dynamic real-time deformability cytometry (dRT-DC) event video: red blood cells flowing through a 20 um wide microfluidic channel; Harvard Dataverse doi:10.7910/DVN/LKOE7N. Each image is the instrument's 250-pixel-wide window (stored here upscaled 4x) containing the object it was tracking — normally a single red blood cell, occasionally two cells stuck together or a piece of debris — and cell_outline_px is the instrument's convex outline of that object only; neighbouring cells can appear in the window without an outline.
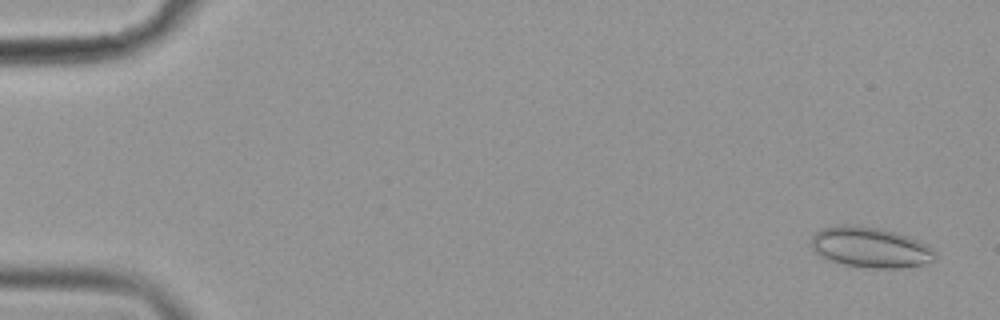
{"species": "common noctule bat (a hibernating species)", "species_latin": "Nyctalus noctula", "temperature_condition": "cold", "stored_images_in_passage": 57, "camera_frame_rate_fps": 3000, "um_per_image_px": 0.085, "animal": {"sex": "female", "body_mass_g": 19.9}, "frame": {"image": 1, "passage_image": 3, "time_ms": 0.667, "image_size_px": [1000, 320], "cell_outline_px": [[936, 260], [920, 264], [900, 268], [872, 268], [844, 264], [828, 260], [820, 256], [812, 248], [812, 236], [816, 232], [824, 228], [840, 224], [844, 224], [880, 228], [896, 232], [908, 236], [928, 244], [936, 252]], "centroid_in_image_um": [74.0, 21.02], "position_along_channel_um": 11.0, "area_um2": 29.19}}
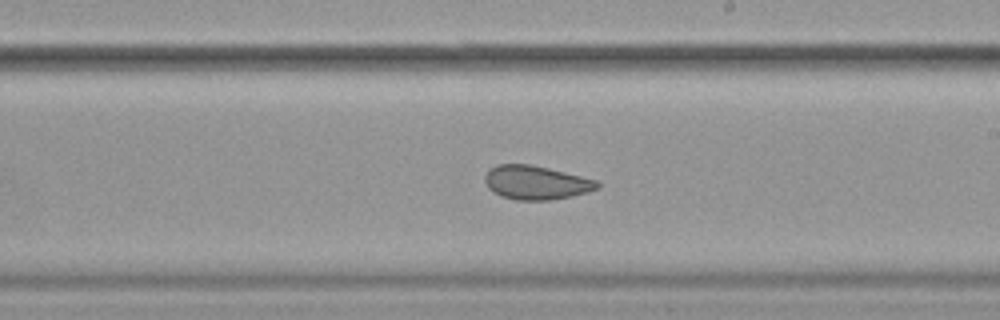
{"frame": {"image": 2, "passage_image": 34, "time_ms": 11.0, "image_size_px": [1000, 320], "cell_outline_px": [[600, 188], [588, 192], [572, 196], [548, 200], [516, 200], [500, 196], [492, 192], [488, 188], [484, 180], [484, 176], [488, 168], [496, 164], [528, 164], [548, 168], [596, 180], [600, 184]], "centroid_in_image_um": [45.52, 15.52], "position_along_channel_um": 243.5, "area_um2": 22.31}}
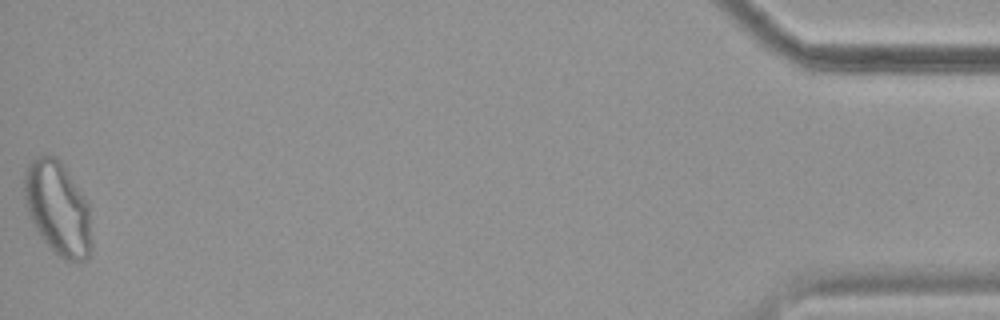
{"frame": {"image": 3, "passage_image": 57, "time_ms": 18.667, "image_size_px": [1000, 320], "cell_outline_px": [[92, 248], [88, 256], [84, 260], [64, 260], [40, 236], [28, 212], [24, 200], [24, 172], [28, 164], [36, 156], [56, 156], [60, 160], [88, 200], [92, 240]], "centroid_in_image_um": [4.93, 17.67], "position_along_channel_um": 430.3, "area_um2": 36.7}, "authors_computed_cell_mechanics": {"area_um2": 26.0678, "velocity_mm_per_s": 3.5866, "shape_relaxation_time_tau1_ms": null, "shape_relaxation_time_tau2_ms": 1.5506, "deformation_change_tau1": null, "deformation_change_tau2": 0.0846}}